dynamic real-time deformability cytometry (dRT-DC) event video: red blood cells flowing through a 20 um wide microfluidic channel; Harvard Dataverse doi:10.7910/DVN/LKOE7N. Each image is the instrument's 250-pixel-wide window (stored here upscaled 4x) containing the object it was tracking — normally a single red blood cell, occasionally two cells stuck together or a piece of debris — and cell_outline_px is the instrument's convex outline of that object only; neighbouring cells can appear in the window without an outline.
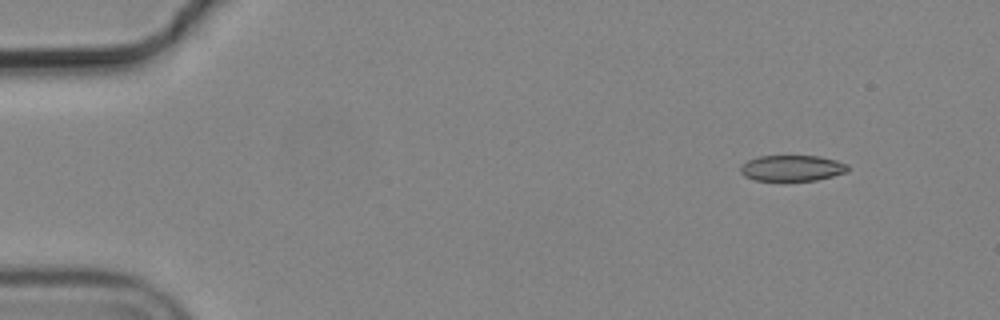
{"species": "common noctule bat (a hibernating species)", "species_latin": "Nyctalus noctula", "temperature_condition": "cold", "stored_images_in_passage": 3, "camera_frame_rate_fps": 3000, "um_per_image_px": 0.085, "animal": {"sex": "male", "body_mass_g": 19.2, "forearm_length_mm": 51.8}, "frame": {"image": 1, "passage_image": 1, "time_ms": 0.0, "image_size_px": [1000, 320], "cell_outline_px": [[848, 172], [816, 180], [752, 180], [744, 176], [740, 172], [740, 164], [748, 160], [760, 156], [820, 156], [836, 160], [848, 164]], "centroid_in_image_um": [67.31, 14.28], "position_along_channel_um": 17.7, "area_um2": 16.24}}
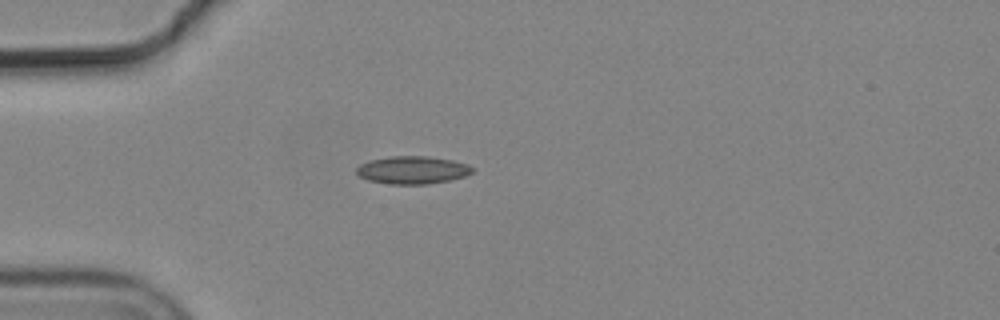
{"frame": {"image": 2, "passage_image": 3, "time_ms": 0.667, "image_size_px": [1000, 320], "cell_outline_px": [[476, 168], [472, 172], [464, 176], [452, 180], [428, 184], [388, 184], [368, 180], [360, 176], [356, 172], [356, 168], [360, 164], [372, 160], [388, 156], [428, 156], [452, 160], [468, 164]], "centroid_in_image_um": [35.09, 14.45], "position_along_channel_um": 49.9, "area_um2": 18.84}}